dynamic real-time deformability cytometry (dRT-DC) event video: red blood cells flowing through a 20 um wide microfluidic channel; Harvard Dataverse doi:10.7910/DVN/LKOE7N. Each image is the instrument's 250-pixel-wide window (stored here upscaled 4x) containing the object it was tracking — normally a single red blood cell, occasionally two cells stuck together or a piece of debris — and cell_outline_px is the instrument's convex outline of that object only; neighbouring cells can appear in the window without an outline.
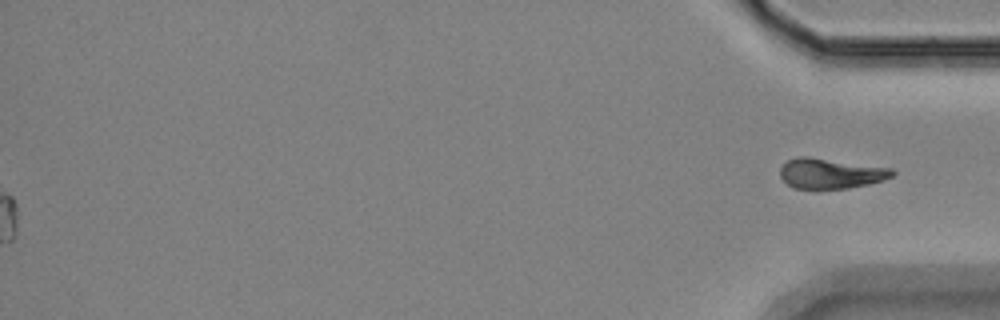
{"species": "Egyptian fruit bat (a non-hibernating species)", "species_latin": "Rousettus aegyptiacus", "temperature_condition": "room temperature", "stored_images_in_passage": 58, "segment_of_instrument_passage": [2, 2], "camera_frame_rate_fps": 3000, "um_per_image_px": 0.085, "animal": {"sex": "female"}, "frame": {"image": 1, "passage_image": 58, "time_ms": 19.0, "image_size_px": [1000, 320], "cell_outline_px": [[896, 172], [892, 176], [884, 180], [868, 184], [848, 188], [816, 192], [792, 188], [780, 176], [780, 168], [788, 160], [800, 156], [804, 156], [892, 168]], "centroid_in_image_um": [70.57, 14.8], "position_along_channel_um": 364.6, "area_um2": 20.29}}